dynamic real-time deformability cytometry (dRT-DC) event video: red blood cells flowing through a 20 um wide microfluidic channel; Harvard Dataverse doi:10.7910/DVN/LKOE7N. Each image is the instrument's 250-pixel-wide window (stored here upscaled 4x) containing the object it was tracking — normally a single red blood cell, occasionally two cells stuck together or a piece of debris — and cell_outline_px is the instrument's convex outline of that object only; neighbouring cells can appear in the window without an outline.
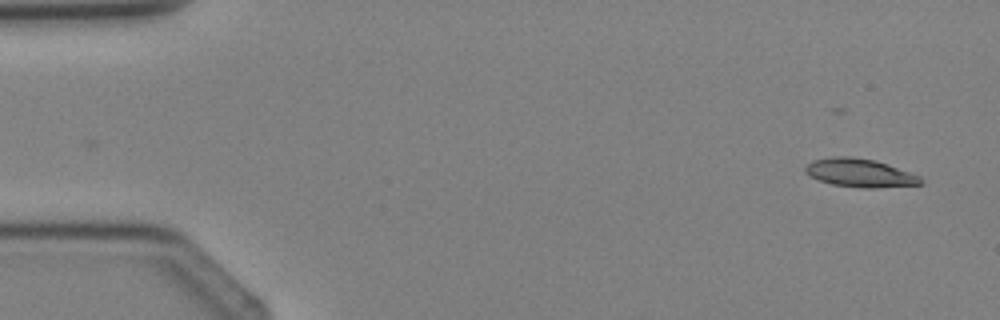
{"species": "Egyptian fruit bat (a non-hibernating species)", "species_latin": "Rousettus aegyptiacus", "temperature_condition": "cold", "stored_images_in_passage": 3, "camera_frame_rate_fps": 3000, "um_per_image_px": 0.085, "animal": {"sex": "female"}, "frame": {"image": 1, "passage_image": 1, "time_ms": 0.0, "image_size_px": [1000, 320], "cell_outline_px": [[924, 184], [876, 188], [860, 188], [832, 184], [820, 180], [804, 172], [804, 168], [812, 160], [832, 156], [852, 156], [876, 160], [888, 164], [920, 176], [924, 180]], "centroid_in_image_um": [73.12, 14.69], "position_along_channel_um": 11.9, "area_um2": 19.25}}
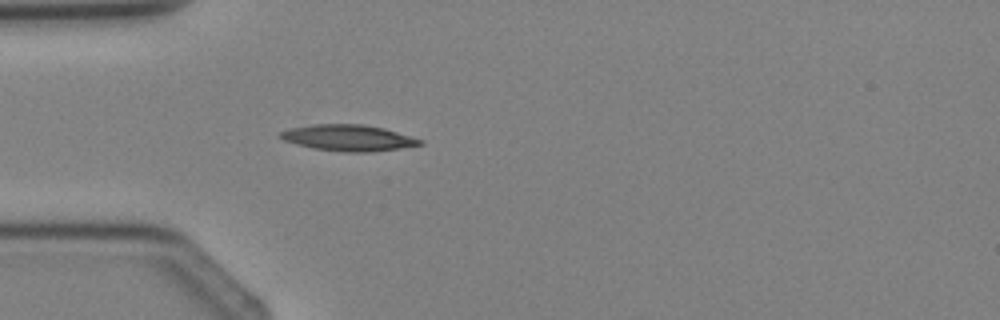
{"frame": {"image": 2, "passage_image": 3, "time_ms": 3.0, "image_size_px": [1000, 320], "cell_outline_px": [[424, 144], [400, 148], [372, 152], [344, 152], [312, 148], [296, 144], [284, 140], [280, 136], [280, 132], [288, 128], [312, 124], [364, 124], [384, 128], [412, 136], [424, 140]], "centroid_in_image_um": [29.63, 11.71], "position_along_channel_um": 55.4, "area_um2": 21.44}}